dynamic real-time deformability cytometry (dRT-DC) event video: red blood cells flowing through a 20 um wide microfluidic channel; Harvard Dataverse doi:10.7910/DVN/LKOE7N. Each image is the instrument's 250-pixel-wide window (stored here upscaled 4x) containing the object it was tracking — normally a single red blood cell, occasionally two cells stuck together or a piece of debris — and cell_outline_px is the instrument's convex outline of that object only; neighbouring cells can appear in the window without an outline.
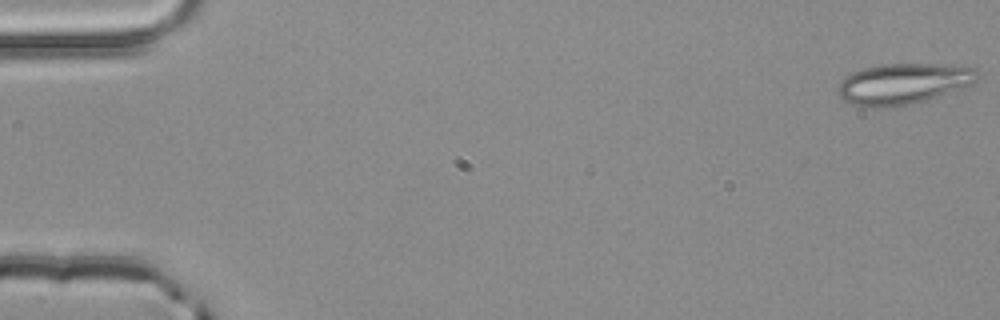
{"species": "common noctule bat (a hibernating species)", "species_latin": "Nyctalus noctula", "temperature_condition": "room temperature", "stored_images_in_passage": 4, "camera_frame_rate_fps": 3000, "um_per_image_px": 0.085, "animal": {"sex": "male", "body_mass_g": 20.4}, "frame": {"image": 1, "passage_image": 1, "time_ms": 0.0, "image_size_px": [1000, 320], "cell_outline_px": [[980, 76], [972, 84], [924, 100], [908, 104], [884, 108], [876, 108], [852, 104], [844, 100], [840, 96], [836, 88], [840, 80], [844, 76], [852, 72], [864, 68], [880, 64], [964, 64], [980, 68]], "centroid_in_image_um": [76.81, 7.08], "position_along_channel_um": 8.2, "area_um2": 33.58}}